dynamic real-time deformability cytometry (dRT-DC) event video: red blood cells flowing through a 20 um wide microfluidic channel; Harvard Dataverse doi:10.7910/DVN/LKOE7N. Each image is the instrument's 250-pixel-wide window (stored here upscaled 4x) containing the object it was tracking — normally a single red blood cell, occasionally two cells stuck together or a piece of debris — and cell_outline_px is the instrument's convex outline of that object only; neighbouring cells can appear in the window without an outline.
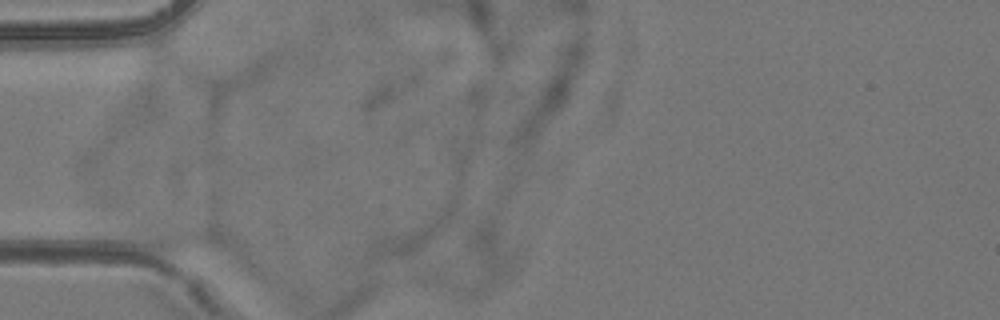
{"species": "common noctule bat (a hibernating species)", "species_latin": "Nyctalus noctula", "temperature_condition": "room temperature", "stored_images_in_passage": 2, "camera_frame_rate_fps": 3000, "um_per_image_px": 0.085, "animal": {"sex": "female", "body_mass_g": 24.6, "forearm_length_mm": 56.2}, "frame": {"image": 1, "passage_image": 1, "time_ms": 0.0, "image_size_px": [1000, 320], "cell_outline_px": [[224, 248], [220, 252], [168, 252], [152, 248], [128, 228], [128, 224], [148, 220], [212, 228], [220, 232], [224, 240]], "centroid_in_image_um": [15.15, 20.14], "position_along_channel_um": 69.9, "area_um2": 16.3}}